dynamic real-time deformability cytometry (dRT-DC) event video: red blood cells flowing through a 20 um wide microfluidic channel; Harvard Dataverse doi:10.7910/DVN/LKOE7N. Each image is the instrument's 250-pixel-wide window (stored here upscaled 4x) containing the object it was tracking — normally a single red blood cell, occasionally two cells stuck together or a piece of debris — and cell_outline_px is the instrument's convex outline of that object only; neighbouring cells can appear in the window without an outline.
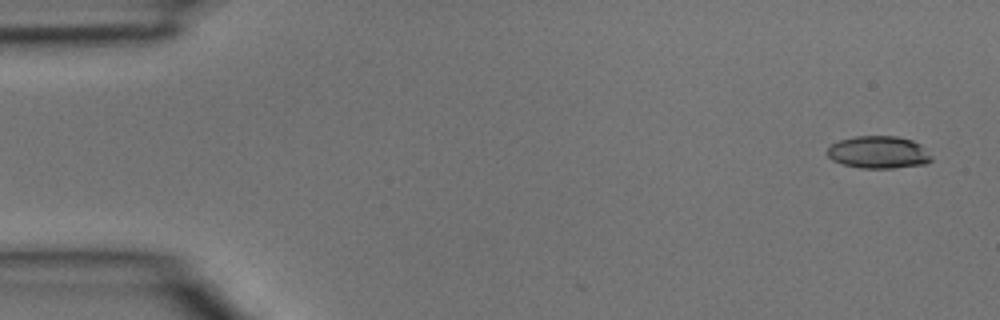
{"species": "common noctule bat (a hibernating species)", "species_latin": "Nyctalus noctula", "temperature_condition": "room temperature", "stored_images_in_passage": 3, "camera_frame_rate_fps": 3000, "um_per_image_px": 0.085, "animal": {"sex": "male", "body_mass_g": 15.6}, "frame": {"image": 1, "passage_image": 1, "time_ms": 0.0, "image_size_px": [1000, 320], "cell_outline_px": [[932, 160], [924, 164], [892, 168], [860, 168], [844, 164], [832, 160], [828, 156], [828, 148], [832, 144], [840, 140], [856, 136], [896, 136], [912, 140], [920, 144], [932, 156]], "centroid_in_image_um": [74.69, 12.94], "position_along_channel_um": 10.3, "area_um2": 19.54}}